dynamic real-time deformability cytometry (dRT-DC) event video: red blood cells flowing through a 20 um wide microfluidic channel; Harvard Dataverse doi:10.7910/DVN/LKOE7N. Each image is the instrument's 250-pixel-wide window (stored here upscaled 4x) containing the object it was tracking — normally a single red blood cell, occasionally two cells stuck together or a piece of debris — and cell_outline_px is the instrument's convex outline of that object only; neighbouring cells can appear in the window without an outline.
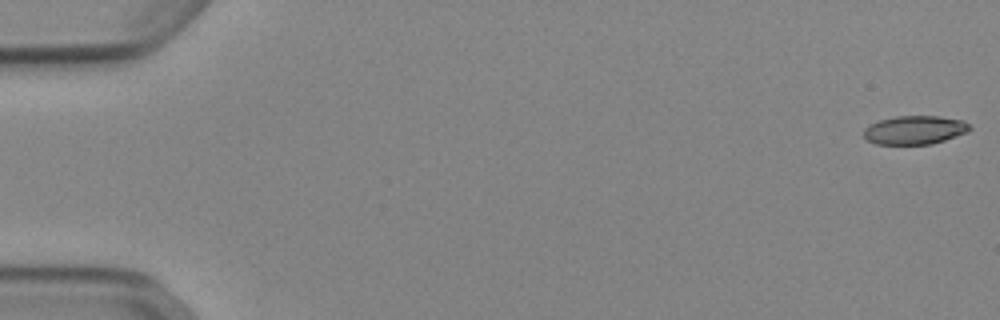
{"species": "Egyptian fruit bat (a non-hibernating species)", "species_latin": "Rousettus aegyptiacus", "temperature_condition": "cold", "stored_images_in_passage": 53, "camera_frame_rate_fps": 3000, "um_per_image_px": 0.085, "animal": {"sex": "female"}, "frame": {"image": 1, "passage_image": 1, "time_ms": 0.0, "image_size_px": [1000, 320], "cell_outline_px": [[972, 128], [968, 132], [932, 144], [876, 144], [868, 140], [864, 136], [864, 128], [868, 124], [880, 120], [896, 116], [940, 116], [964, 120]], "centroid_in_image_um": [77.76, 11.04], "position_along_channel_um": 7.2, "area_um2": 17.74}}
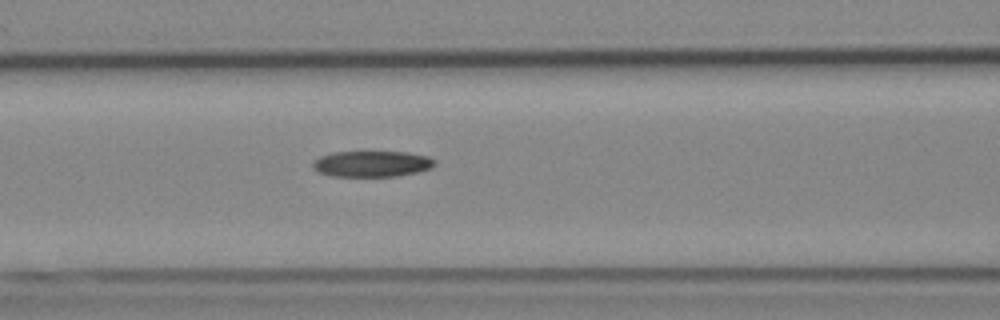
{"frame": {"image": 2, "passage_image": 23, "time_ms": 7.333, "image_size_px": [1000, 320], "cell_outline_px": [[436, 164], [432, 168], [420, 172], [396, 176], [332, 176], [316, 172], [312, 168], [312, 160], [320, 156], [332, 152], [404, 152], [428, 156], [436, 160]], "centroid_in_image_um": [31.6, 13.93], "position_along_channel_um": 135.0, "area_um2": 18.73}}
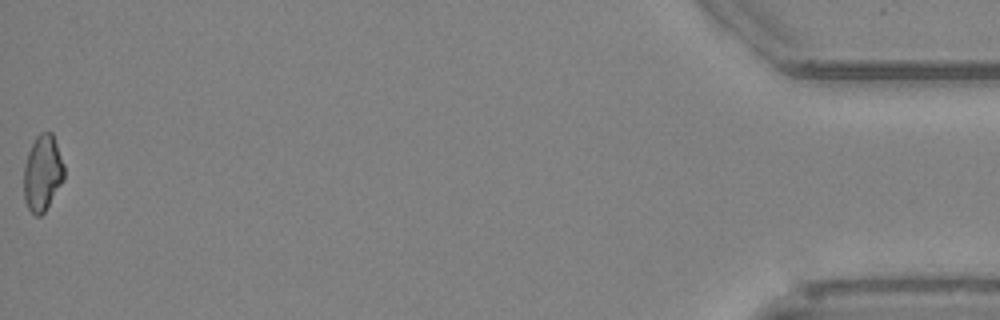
{"frame": {"image": 3, "passage_image": 53, "time_ms": 17.333, "image_size_px": [1000, 320], "cell_outline_px": [[64, 180], [44, 212], [40, 216], [36, 216], [28, 208], [24, 200], [24, 168], [28, 152], [36, 136], [40, 132], [52, 132], [64, 164]], "centroid_in_image_um": [3.62, 14.71], "position_along_channel_um": 431.6, "area_um2": 17.8}, "authors_computed_cell_mechanics": {"area_um2": 18.7272, "velocity_mm_per_s": 3.9053, "shape_relaxation_time_tau1_ms": 8.5229, "shape_relaxation_time_tau2_ms": null, "deformation_change_tau1": 0.1729, "deformation_change_tau2": null}}